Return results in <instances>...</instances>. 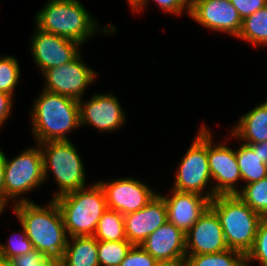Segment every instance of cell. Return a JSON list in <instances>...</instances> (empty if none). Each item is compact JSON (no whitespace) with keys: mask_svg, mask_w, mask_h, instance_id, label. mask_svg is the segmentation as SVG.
Instances as JSON below:
<instances>
[{"mask_svg":"<svg viewBox=\"0 0 267 266\" xmlns=\"http://www.w3.org/2000/svg\"><path fill=\"white\" fill-rule=\"evenodd\" d=\"M33 30L29 50L41 74L49 68L69 63L81 53L80 43L43 31L36 25Z\"/></svg>","mask_w":267,"mask_h":266,"instance_id":"4fadbf2b","label":"cell"},{"mask_svg":"<svg viewBox=\"0 0 267 266\" xmlns=\"http://www.w3.org/2000/svg\"><path fill=\"white\" fill-rule=\"evenodd\" d=\"M29 117L36 144L69 141L67 135L81 128L79 100L43 89L35 97Z\"/></svg>","mask_w":267,"mask_h":266,"instance_id":"3957f363","label":"cell"},{"mask_svg":"<svg viewBox=\"0 0 267 266\" xmlns=\"http://www.w3.org/2000/svg\"><path fill=\"white\" fill-rule=\"evenodd\" d=\"M22 230L13 232L6 243L0 242V262L7 264L11 259L27 254L33 248L31 241L27 237L24 227Z\"/></svg>","mask_w":267,"mask_h":266,"instance_id":"83f0119b","label":"cell"},{"mask_svg":"<svg viewBox=\"0 0 267 266\" xmlns=\"http://www.w3.org/2000/svg\"><path fill=\"white\" fill-rule=\"evenodd\" d=\"M174 172L173 190L192 192L212 200L213 190L207 157V126L202 123ZM176 173V174H175Z\"/></svg>","mask_w":267,"mask_h":266,"instance_id":"52a82bcc","label":"cell"},{"mask_svg":"<svg viewBox=\"0 0 267 266\" xmlns=\"http://www.w3.org/2000/svg\"><path fill=\"white\" fill-rule=\"evenodd\" d=\"M210 208L220 220L228 248L246 256L254 245L257 228L263 217L236 194L216 195L210 201Z\"/></svg>","mask_w":267,"mask_h":266,"instance_id":"277c9868","label":"cell"},{"mask_svg":"<svg viewBox=\"0 0 267 266\" xmlns=\"http://www.w3.org/2000/svg\"><path fill=\"white\" fill-rule=\"evenodd\" d=\"M189 17L213 32L237 38L242 19L229 0H191Z\"/></svg>","mask_w":267,"mask_h":266,"instance_id":"5bb4252c","label":"cell"},{"mask_svg":"<svg viewBox=\"0 0 267 266\" xmlns=\"http://www.w3.org/2000/svg\"><path fill=\"white\" fill-rule=\"evenodd\" d=\"M60 266H99L98 240L94 236L69 237Z\"/></svg>","mask_w":267,"mask_h":266,"instance_id":"ffe728a7","label":"cell"},{"mask_svg":"<svg viewBox=\"0 0 267 266\" xmlns=\"http://www.w3.org/2000/svg\"><path fill=\"white\" fill-rule=\"evenodd\" d=\"M98 241H120L127 240L124 215L107 208L100 220L93 235Z\"/></svg>","mask_w":267,"mask_h":266,"instance_id":"603a6c76","label":"cell"},{"mask_svg":"<svg viewBox=\"0 0 267 266\" xmlns=\"http://www.w3.org/2000/svg\"><path fill=\"white\" fill-rule=\"evenodd\" d=\"M6 209V206L0 201V216L4 214Z\"/></svg>","mask_w":267,"mask_h":266,"instance_id":"8d00e7d4","label":"cell"},{"mask_svg":"<svg viewBox=\"0 0 267 266\" xmlns=\"http://www.w3.org/2000/svg\"><path fill=\"white\" fill-rule=\"evenodd\" d=\"M166 222L167 207L163 198L157 194L140 210L124 215L127 240L133 245H141L151 233Z\"/></svg>","mask_w":267,"mask_h":266,"instance_id":"ac0fdd59","label":"cell"},{"mask_svg":"<svg viewBox=\"0 0 267 266\" xmlns=\"http://www.w3.org/2000/svg\"><path fill=\"white\" fill-rule=\"evenodd\" d=\"M160 266H183V265H174V264H161Z\"/></svg>","mask_w":267,"mask_h":266,"instance_id":"74e56055","label":"cell"},{"mask_svg":"<svg viewBox=\"0 0 267 266\" xmlns=\"http://www.w3.org/2000/svg\"><path fill=\"white\" fill-rule=\"evenodd\" d=\"M161 264L140 245H133L120 266H160Z\"/></svg>","mask_w":267,"mask_h":266,"instance_id":"4dcf8cb0","label":"cell"},{"mask_svg":"<svg viewBox=\"0 0 267 266\" xmlns=\"http://www.w3.org/2000/svg\"><path fill=\"white\" fill-rule=\"evenodd\" d=\"M14 96L0 92V129L11 116L14 107Z\"/></svg>","mask_w":267,"mask_h":266,"instance_id":"836d02e7","label":"cell"},{"mask_svg":"<svg viewBox=\"0 0 267 266\" xmlns=\"http://www.w3.org/2000/svg\"><path fill=\"white\" fill-rule=\"evenodd\" d=\"M252 47H267V6L242 20L240 34L236 38Z\"/></svg>","mask_w":267,"mask_h":266,"instance_id":"7402d4cb","label":"cell"},{"mask_svg":"<svg viewBox=\"0 0 267 266\" xmlns=\"http://www.w3.org/2000/svg\"><path fill=\"white\" fill-rule=\"evenodd\" d=\"M247 145L252 148L255 154H258L261 158V162L267 164V141Z\"/></svg>","mask_w":267,"mask_h":266,"instance_id":"d590c367","label":"cell"},{"mask_svg":"<svg viewBox=\"0 0 267 266\" xmlns=\"http://www.w3.org/2000/svg\"><path fill=\"white\" fill-rule=\"evenodd\" d=\"M132 246L128 240L98 241L99 266H120Z\"/></svg>","mask_w":267,"mask_h":266,"instance_id":"484cf974","label":"cell"},{"mask_svg":"<svg viewBox=\"0 0 267 266\" xmlns=\"http://www.w3.org/2000/svg\"><path fill=\"white\" fill-rule=\"evenodd\" d=\"M231 139L244 144L267 141V100L240 116L229 130Z\"/></svg>","mask_w":267,"mask_h":266,"instance_id":"d6986e66","label":"cell"},{"mask_svg":"<svg viewBox=\"0 0 267 266\" xmlns=\"http://www.w3.org/2000/svg\"><path fill=\"white\" fill-rule=\"evenodd\" d=\"M4 183L6 207L12 208L14 204L20 202H34L25 197V194L39 189L45 183L43 157L39 144L27 147L14 158L9 159L6 156ZM10 200L12 204H9Z\"/></svg>","mask_w":267,"mask_h":266,"instance_id":"ba28073f","label":"cell"},{"mask_svg":"<svg viewBox=\"0 0 267 266\" xmlns=\"http://www.w3.org/2000/svg\"><path fill=\"white\" fill-rule=\"evenodd\" d=\"M236 195L252 210L262 217H267V177L251 184L242 185V189Z\"/></svg>","mask_w":267,"mask_h":266,"instance_id":"d4e9b609","label":"cell"},{"mask_svg":"<svg viewBox=\"0 0 267 266\" xmlns=\"http://www.w3.org/2000/svg\"><path fill=\"white\" fill-rule=\"evenodd\" d=\"M44 205L20 202L12 206V211L24 227L33 248L41 252L43 257L61 264L69 237L55 200L50 199Z\"/></svg>","mask_w":267,"mask_h":266,"instance_id":"6da1fadb","label":"cell"},{"mask_svg":"<svg viewBox=\"0 0 267 266\" xmlns=\"http://www.w3.org/2000/svg\"><path fill=\"white\" fill-rule=\"evenodd\" d=\"M236 8L240 18L244 20L246 17L255 13L259 9L267 6V0H229Z\"/></svg>","mask_w":267,"mask_h":266,"instance_id":"d6a6232c","label":"cell"},{"mask_svg":"<svg viewBox=\"0 0 267 266\" xmlns=\"http://www.w3.org/2000/svg\"><path fill=\"white\" fill-rule=\"evenodd\" d=\"M7 265L9 266H60V264L52 259L43 257L42 253L35 248L27 254L11 259Z\"/></svg>","mask_w":267,"mask_h":266,"instance_id":"1f68e13d","label":"cell"},{"mask_svg":"<svg viewBox=\"0 0 267 266\" xmlns=\"http://www.w3.org/2000/svg\"><path fill=\"white\" fill-rule=\"evenodd\" d=\"M19 61L14 55L0 54V92L15 96L21 77Z\"/></svg>","mask_w":267,"mask_h":266,"instance_id":"4316f807","label":"cell"},{"mask_svg":"<svg viewBox=\"0 0 267 266\" xmlns=\"http://www.w3.org/2000/svg\"><path fill=\"white\" fill-rule=\"evenodd\" d=\"M246 264L267 266V217H263L258 225L257 234L252 249L246 254Z\"/></svg>","mask_w":267,"mask_h":266,"instance_id":"f1b7e54d","label":"cell"},{"mask_svg":"<svg viewBox=\"0 0 267 266\" xmlns=\"http://www.w3.org/2000/svg\"><path fill=\"white\" fill-rule=\"evenodd\" d=\"M0 266H9V265L0 262Z\"/></svg>","mask_w":267,"mask_h":266,"instance_id":"f35d334b","label":"cell"},{"mask_svg":"<svg viewBox=\"0 0 267 266\" xmlns=\"http://www.w3.org/2000/svg\"><path fill=\"white\" fill-rule=\"evenodd\" d=\"M245 255L234 249L219 253L186 255L183 266H244Z\"/></svg>","mask_w":267,"mask_h":266,"instance_id":"cb8c5ba5","label":"cell"},{"mask_svg":"<svg viewBox=\"0 0 267 266\" xmlns=\"http://www.w3.org/2000/svg\"><path fill=\"white\" fill-rule=\"evenodd\" d=\"M34 16V25L39 29L80 43L82 47L100 32L105 36L117 32V26L111 23L101 26L80 0H47Z\"/></svg>","mask_w":267,"mask_h":266,"instance_id":"7a4b0ae2","label":"cell"},{"mask_svg":"<svg viewBox=\"0 0 267 266\" xmlns=\"http://www.w3.org/2000/svg\"><path fill=\"white\" fill-rule=\"evenodd\" d=\"M140 246L160 264H184L186 234L172 223L160 226Z\"/></svg>","mask_w":267,"mask_h":266,"instance_id":"9a60e30c","label":"cell"},{"mask_svg":"<svg viewBox=\"0 0 267 266\" xmlns=\"http://www.w3.org/2000/svg\"><path fill=\"white\" fill-rule=\"evenodd\" d=\"M158 194L167 207L168 222L185 234L210 207V199L205 196L171 189L168 194Z\"/></svg>","mask_w":267,"mask_h":266,"instance_id":"e0dca14e","label":"cell"},{"mask_svg":"<svg viewBox=\"0 0 267 266\" xmlns=\"http://www.w3.org/2000/svg\"><path fill=\"white\" fill-rule=\"evenodd\" d=\"M97 182L104 190L107 208L122 215L140 210L158 194L150 185L132 176Z\"/></svg>","mask_w":267,"mask_h":266,"instance_id":"7c38bea8","label":"cell"},{"mask_svg":"<svg viewBox=\"0 0 267 266\" xmlns=\"http://www.w3.org/2000/svg\"><path fill=\"white\" fill-rule=\"evenodd\" d=\"M117 95L112 92L92 93L89 99L79 100L80 127L93 126L102 133H110L125 126L127 114Z\"/></svg>","mask_w":267,"mask_h":266,"instance_id":"8fae6325","label":"cell"},{"mask_svg":"<svg viewBox=\"0 0 267 266\" xmlns=\"http://www.w3.org/2000/svg\"><path fill=\"white\" fill-rule=\"evenodd\" d=\"M237 163L241 173L242 185L251 184L267 177V164L261 162L258 154H255L252 148L244 143L235 147Z\"/></svg>","mask_w":267,"mask_h":266,"instance_id":"44dd1931","label":"cell"},{"mask_svg":"<svg viewBox=\"0 0 267 266\" xmlns=\"http://www.w3.org/2000/svg\"><path fill=\"white\" fill-rule=\"evenodd\" d=\"M1 147V146H0ZM0 148V201L5 205V165H6V155Z\"/></svg>","mask_w":267,"mask_h":266,"instance_id":"e575fe53","label":"cell"},{"mask_svg":"<svg viewBox=\"0 0 267 266\" xmlns=\"http://www.w3.org/2000/svg\"><path fill=\"white\" fill-rule=\"evenodd\" d=\"M149 1L150 0H139L131 8L132 12L134 14L143 12L149 5ZM190 1L191 0H152L164 13L173 14V16L177 15V17L182 16L184 13L187 14L186 16L190 14Z\"/></svg>","mask_w":267,"mask_h":266,"instance_id":"f546056e","label":"cell"},{"mask_svg":"<svg viewBox=\"0 0 267 266\" xmlns=\"http://www.w3.org/2000/svg\"><path fill=\"white\" fill-rule=\"evenodd\" d=\"M225 137V140L215 144L212 131L207 126V157L216 195L237 194L240 191L237 184L242 182L235 149L226 143L230 136Z\"/></svg>","mask_w":267,"mask_h":266,"instance_id":"30bf717a","label":"cell"},{"mask_svg":"<svg viewBox=\"0 0 267 266\" xmlns=\"http://www.w3.org/2000/svg\"><path fill=\"white\" fill-rule=\"evenodd\" d=\"M80 53L74 60L59 67H52L42 73L44 78L43 90L83 99L86 89L95 84L99 75L87 65Z\"/></svg>","mask_w":267,"mask_h":266,"instance_id":"9c48e42d","label":"cell"},{"mask_svg":"<svg viewBox=\"0 0 267 266\" xmlns=\"http://www.w3.org/2000/svg\"><path fill=\"white\" fill-rule=\"evenodd\" d=\"M227 249L220 220L209 207L186 233V255L219 253Z\"/></svg>","mask_w":267,"mask_h":266,"instance_id":"2e32d148","label":"cell"},{"mask_svg":"<svg viewBox=\"0 0 267 266\" xmlns=\"http://www.w3.org/2000/svg\"><path fill=\"white\" fill-rule=\"evenodd\" d=\"M55 202L60 208L68 237L93 236L107 209L104 190L97 180L56 198Z\"/></svg>","mask_w":267,"mask_h":266,"instance_id":"8992f818","label":"cell"},{"mask_svg":"<svg viewBox=\"0 0 267 266\" xmlns=\"http://www.w3.org/2000/svg\"><path fill=\"white\" fill-rule=\"evenodd\" d=\"M69 141H48L40 143L43 157L44 181L52 174L57 185L51 200L67 193L89 186L81 154L77 147ZM50 173V174H49Z\"/></svg>","mask_w":267,"mask_h":266,"instance_id":"5b68a950","label":"cell"}]
</instances>
